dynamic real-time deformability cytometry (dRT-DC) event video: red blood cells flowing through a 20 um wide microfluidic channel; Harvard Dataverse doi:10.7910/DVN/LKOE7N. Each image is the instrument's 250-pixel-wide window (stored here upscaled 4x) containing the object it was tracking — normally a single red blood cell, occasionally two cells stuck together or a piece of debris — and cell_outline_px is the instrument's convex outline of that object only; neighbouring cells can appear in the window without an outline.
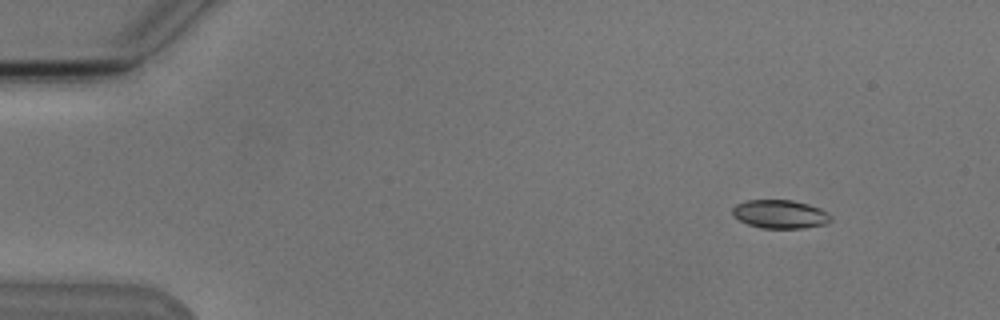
{"species": "Egyptian fruit bat (a non-hibernating species)", "species_latin": "Rousettus aegyptiacus", "temperature_condition": "cold", "stored_images_in_passage": 6, "camera_frame_rate_fps": 3000, "um_per_image_px": 0.085, "animal": {"sex": "male"}, "frame": {"image": 1, "passage_image": 2, "time_ms": 1.333, "image_size_px": [1000, 320], "cell_outline_px": [[832, 220], [824, 224], [804, 228], [760, 228], [748, 224], [732, 216], [732, 208], [736, 204], [748, 200], [792, 200], [808, 204], [820, 208], [828, 212], [832, 216]], "centroid_in_image_um": [66.31, 18.2], "position_along_channel_um": 18.7, "area_um2": 16.42}}